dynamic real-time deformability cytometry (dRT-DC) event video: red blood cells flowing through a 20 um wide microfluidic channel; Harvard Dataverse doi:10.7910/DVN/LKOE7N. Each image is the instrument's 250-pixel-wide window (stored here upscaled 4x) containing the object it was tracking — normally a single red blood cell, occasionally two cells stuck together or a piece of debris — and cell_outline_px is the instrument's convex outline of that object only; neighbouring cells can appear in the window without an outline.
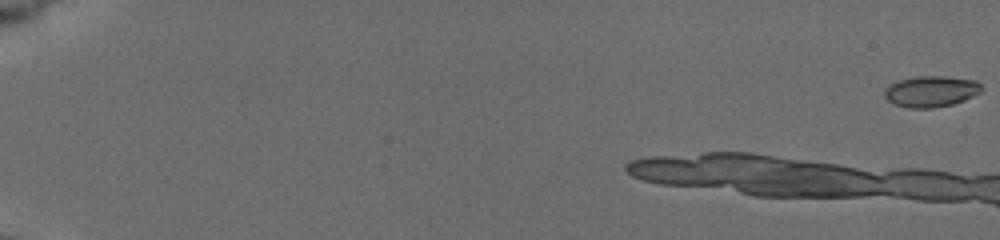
{"species": "common noctule bat (a hibernating species)", "species_latin": "Nyctalus noctula", "temperature_condition": "cold", "stored_images_in_passage": 11, "camera_frame_rate_fps": 3000, "um_per_image_px": 0.085, "animal": {"sex": "female", "body_mass_g": 19.5, "forearm_length_mm": 54.1}, "frame": {"image": 1, "passage_image": 1, "time_ms": 0.0, "image_size_px": [1000, 240], "cell_outline_px": [[984, 88], [980, 92], [964, 100], [952, 104], [932, 108], [908, 108], [896, 104], [888, 100], [884, 96], [884, 88], [900, 80], [916, 76], [944, 76], [976, 80]], "centroid_in_image_um": [79.15, 7.76], "position_along_channel_um": 5.9, "area_um2": 17.51}}